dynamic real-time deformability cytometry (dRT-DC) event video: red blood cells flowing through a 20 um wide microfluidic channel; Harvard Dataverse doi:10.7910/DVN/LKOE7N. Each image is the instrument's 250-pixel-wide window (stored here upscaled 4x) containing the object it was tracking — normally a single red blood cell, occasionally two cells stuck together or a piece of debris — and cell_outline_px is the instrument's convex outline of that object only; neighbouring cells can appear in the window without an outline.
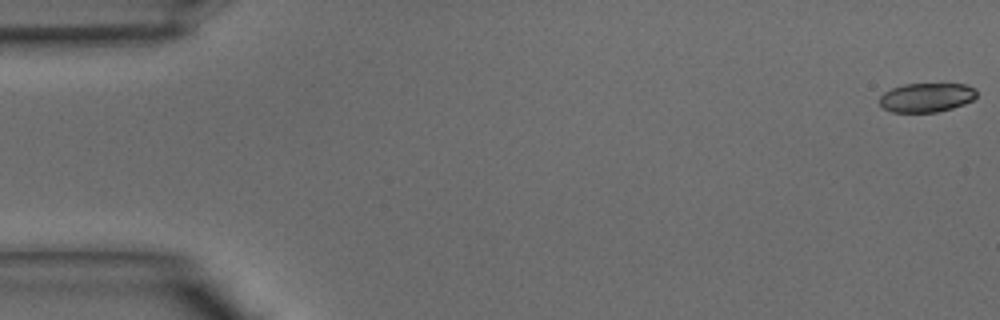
{"species": "common noctule bat (a hibernating species)", "species_latin": "Nyctalus noctula", "temperature_condition": "warm", "stored_images_in_passage": 10, "camera_frame_rate_fps": 3000, "um_per_image_px": 0.085, "animal": {"sex": "male", "body_mass_g": 15.6}, "frame": {"image": 1, "passage_image": 1, "time_ms": 0.0, "image_size_px": [1000, 320], "cell_outline_px": [[976, 96], [972, 100], [964, 104], [952, 108], [936, 112], [892, 112], [884, 108], [880, 104], [880, 96], [884, 92], [892, 88], [904, 84], [968, 84], [976, 88]], "centroid_in_image_um": [78.77, 8.28], "position_along_channel_um": 6.2, "area_um2": 16.47}}